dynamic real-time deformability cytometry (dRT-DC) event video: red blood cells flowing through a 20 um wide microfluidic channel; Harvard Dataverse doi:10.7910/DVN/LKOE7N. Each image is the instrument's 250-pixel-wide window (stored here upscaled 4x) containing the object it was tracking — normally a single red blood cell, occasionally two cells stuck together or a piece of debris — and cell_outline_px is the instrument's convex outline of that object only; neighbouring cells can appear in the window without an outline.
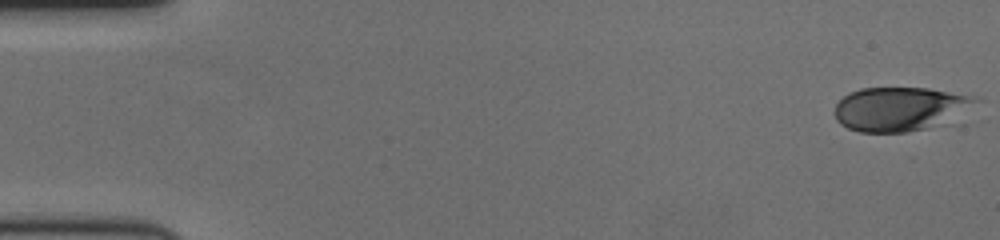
{"species": "human", "species_latin": "Homo sapiens", "temperature_condition": "cold", "stored_images_in_passage": 60, "camera_frame_rate_fps": 3000, "um_per_image_px": 0.085, "donor": {"sex": "female"}, "frame": {"image": 1, "passage_image": 1, "time_ms": 0.0, "image_size_px": [1000, 240], "cell_outline_px": [[984, 100], [924, 128], [908, 132], [860, 132], [848, 128], [840, 124], [836, 120], [836, 104], [848, 92], [860, 88], [928, 88], [976, 96]], "centroid_in_image_um": [76.4, 9.22], "position_along_channel_um": 8.6, "area_um2": 35.2}}
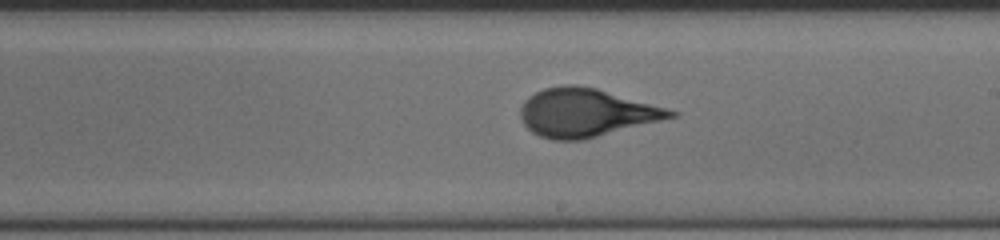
{"frame": {"image": 2, "passage_image": 35, "time_ms": 11.333, "image_size_px": [1000, 240], "cell_outline_px": [[680, 112], [676, 116], [584, 140], [552, 140], [540, 136], [532, 132], [524, 124], [520, 116], [520, 108], [524, 100], [528, 96], [544, 88], [564, 84], [576, 84], [596, 88], [668, 108]], "centroid_in_image_um": [49.79, 9.57], "position_along_channel_um": 239.2, "area_um2": 42.19}}
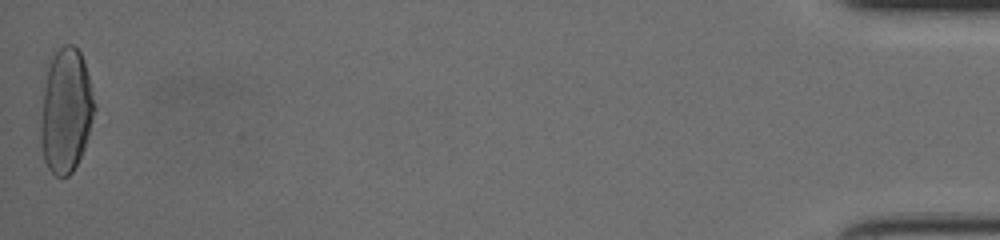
{"frame": {"image": 3, "passage_image": 60, "time_ms": 19.667, "image_size_px": [1000, 240], "cell_outline_px": [[96, 108], [88, 136], [84, 148], [72, 172], [68, 176], [56, 176], [48, 168], [44, 160], [40, 140], [40, 120], [44, 64], [64, 44], [72, 44], [80, 52], [84, 60], [96, 104]], "centroid_in_image_um": [5.57, 9.35], "position_along_channel_um": 429.6, "area_um2": 39.82}, "authors_computed_cell_mechanics": {"area_um2": 40.6623, "velocity_mm_per_s": 3.455, "shape_relaxation_time_tau1_ms": 4.2127, "shape_relaxation_time_tau2_ms": null, "deformation_change_tau1": 0.1823, "deformation_change_tau2": null}}